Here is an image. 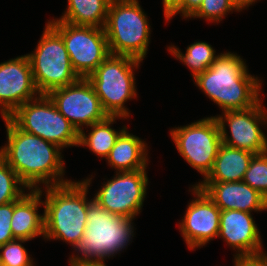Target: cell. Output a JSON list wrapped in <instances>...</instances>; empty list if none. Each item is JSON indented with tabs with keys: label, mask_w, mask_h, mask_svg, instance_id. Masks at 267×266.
<instances>
[{
	"label": "cell",
	"mask_w": 267,
	"mask_h": 266,
	"mask_svg": "<svg viewBox=\"0 0 267 266\" xmlns=\"http://www.w3.org/2000/svg\"><path fill=\"white\" fill-rule=\"evenodd\" d=\"M39 190H29L20 199L14 201V213L11 230L14 239L33 240L38 236L44 238V213L38 208L44 205Z\"/></svg>",
	"instance_id": "18"
},
{
	"label": "cell",
	"mask_w": 267,
	"mask_h": 266,
	"mask_svg": "<svg viewBox=\"0 0 267 266\" xmlns=\"http://www.w3.org/2000/svg\"><path fill=\"white\" fill-rule=\"evenodd\" d=\"M91 183L92 178L88 177L38 189L41 195H45L43 239L62 240L73 249L76 247L84 235L88 205L93 201L87 197Z\"/></svg>",
	"instance_id": "3"
},
{
	"label": "cell",
	"mask_w": 267,
	"mask_h": 266,
	"mask_svg": "<svg viewBox=\"0 0 267 266\" xmlns=\"http://www.w3.org/2000/svg\"><path fill=\"white\" fill-rule=\"evenodd\" d=\"M48 23L62 36L79 78H88L110 55L104 28L72 25L56 18Z\"/></svg>",
	"instance_id": "10"
},
{
	"label": "cell",
	"mask_w": 267,
	"mask_h": 266,
	"mask_svg": "<svg viewBox=\"0 0 267 266\" xmlns=\"http://www.w3.org/2000/svg\"><path fill=\"white\" fill-rule=\"evenodd\" d=\"M86 219L84 235L73 249L77 255L73 253L69 261L105 262L132 243L135 218L114 215L93 200L88 205Z\"/></svg>",
	"instance_id": "4"
},
{
	"label": "cell",
	"mask_w": 267,
	"mask_h": 266,
	"mask_svg": "<svg viewBox=\"0 0 267 266\" xmlns=\"http://www.w3.org/2000/svg\"><path fill=\"white\" fill-rule=\"evenodd\" d=\"M2 119L7 142L0 147V156L30 190L40 189V184L47 187L72 181L64 178L62 148L22 131L9 118Z\"/></svg>",
	"instance_id": "1"
},
{
	"label": "cell",
	"mask_w": 267,
	"mask_h": 266,
	"mask_svg": "<svg viewBox=\"0 0 267 266\" xmlns=\"http://www.w3.org/2000/svg\"><path fill=\"white\" fill-rule=\"evenodd\" d=\"M119 118L121 120L127 119L121 116H108L105 120L86 127L91 129L88 134L81 130L79 132L78 147L85 146L96 156L106 159L119 135L127 128L124 125L123 128L117 131L111 127Z\"/></svg>",
	"instance_id": "22"
},
{
	"label": "cell",
	"mask_w": 267,
	"mask_h": 266,
	"mask_svg": "<svg viewBox=\"0 0 267 266\" xmlns=\"http://www.w3.org/2000/svg\"><path fill=\"white\" fill-rule=\"evenodd\" d=\"M234 266H267V258L255 261L234 262Z\"/></svg>",
	"instance_id": "31"
},
{
	"label": "cell",
	"mask_w": 267,
	"mask_h": 266,
	"mask_svg": "<svg viewBox=\"0 0 267 266\" xmlns=\"http://www.w3.org/2000/svg\"><path fill=\"white\" fill-rule=\"evenodd\" d=\"M240 12L231 0H203L198 10L189 18H202L212 23H219L228 13Z\"/></svg>",
	"instance_id": "27"
},
{
	"label": "cell",
	"mask_w": 267,
	"mask_h": 266,
	"mask_svg": "<svg viewBox=\"0 0 267 266\" xmlns=\"http://www.w3.org/2000/svg\"><path fill=\"white\" fill-rule=\"evenodd\" d=\"M138 0H111L105 33L110 54L143 61L150 44L151 26Z\"/></svg>",
	"instance_id": "5"
},
{
	"label": "cell",
	"mask_w": 267,
	"mask_h": 266,
	"mask_svg": "<svg viewBox=\"0 0 267 266\" xmlns=\"http://www.w3.org/2000/svg\"><path fill=\"white\" fill-rule=\"evenodd\" d=\"M28 55L0 63V113L8 118L19 106L37 98Z\"/></svg>",
	"instance_id": "16"
},
{
	"label": "cell",
	"mask_w": 267,
	"mask_h": 266,
	"mask_svg": "<svg viewBox=\"0 0 267 266\" xmlns=\"http://www.w3.org/2000/svg\"><path fill=\"white\" fill-rule=\"evenodd\" d=\"M30 60L34 84L40 95L76 82L75 73L62 36L47 22Z\"/></svg>",
	"instance_id": "7"
},
{
	"label": "cell",
	"mask_w": 267,
	"mask_h": 266,
	"mask_svg": "<svg viewBox=\"0 0 267 266\" xmlns=\"http://www.w3.org/2000/svg\"><path fill=\"white\" fill-rule=\"evenodd\" d=\"M8 118L22 131L39 136L62 149L78 147L79 132L58 111L48 95H39L25 102Z\"/></svg>",
	"instance_id": "8"
},
{
	"label": "cell",
	"mask_w": 267,
	"mask_h": 266,
	"mask_svg": "<svg viewBox=\"0 0 267 266\" xmlns=\"http://www.w3.org/2000/svg\"><path fill=\"white\" fill-rule=\"evenodd\" d=\"M70 266H107L105 262H74L69 261Z\"/></svg>",
	"instance_id": "33"
},
{
	"label": "cell",
	"mask_w": 267,
	"mask_h": 266,
	"mask_svg": "<svg viewBox=\"0 0 267 266\" xmlns=\"http://www.w3.org/2000/svg\"><path fill=\"white\" fill-rule=\"evenodd\" d=\"M262 101L248 109L224 111L223 115L215 116L223 144L254 154L267 152V135L261 130L263 125L267 126V110Z\"/></svg>",
	"instance_id": "12"
},
{
	"label": "cell",
	"mask_w": 267,
	"mask_h": 266,
	"mask_svg": "<svg viewBox=\"0 0 267 266\" xmlns=\"http://www.w3.org/2000/svg\"><path fill=\"white\" fill-rule=\"evenodd\" d=\"M147 145L144 140L129 133L126 128L110 150L106 162L116 172L147 169L149 162Z\"/></svg>",
	"instance_id": "19"
},
{
	"label": "cell",
	"mask_w": 267,
	"mask_h": 266,
	"mask_svg": "<svg viewBox=\"0 0 267 266\" xmlns=\"http://www.w3.org/2000/svg\"><path fill=\"white\" fill-rule=\"evenodd\" d=\"M146 170L115 171L112 179L103 182L93 200L114 215L135 218L141 213L147 194L149 178Z\"/></svg>",
	"instance_id": "11"
},
{
	"label": "cell",
	"mask_w": 267,
	"mask_h": 266,
	"mask_svg": "<svg viewBox=\"0 0 267 266\" xmlns=\"http://www.w3.org/2000/svg\"><path fill=\"white\" fill-rule=\"evenodd\" d=\"M167 50L173 57L191 70L192 78L207 70L219 56L216 50L207 42L197 41L187 46L186 52L183 54L181 49L175 45L167 46Z\"/></svg>",
	"instance_id": "23"
},
{
	"label": "cell",
	"mask_w": 267,
	"mask_h": 266,
	"mask_svg": "<svg viewBox=\"0 0 267 266\" xmlns=\"http://www.w3.org/2000/svg\"><path fill=\"white\" fill-rule=\"evenodd\" d=\"M30 190L0 156V205L20 199Z\"/></svg>",
	"instance_id": "24"
},
{
	"label": "cell",
	"mask_w": 267,
	"mask_h": 266,
	"mask_svg": "<svg viewBox=\"0 0 267 266\" xmlns=\"http://www.w3.org/2000/svg\"><path fill=\"white\" fill-rule=\"evenodd\" d=\"M254 155L250 151L230 147L222 143L212 170L200 182L242 181Z\"/></svg>",
	"instance_id": "20"
},
{
	"label": "cell",
	"mask_w": 267,
	"mask_h": 266,
	"mask_svg": "<svg viewBox=\"0 0 267 266\" xmlns=\"http://www.w3.org/2000/svg\"><path fill=\"white\" fill-rule=\"evenodd\" d=\"M14 213V201L0 205V246L14 240L11 219Z\"/></svg>",
	"instance_id": "28"
},
{
	"label": "cell",
	"mask_w": 267,
	"mask_h": 266,
	"mask_svg": "<svg viewBox=\"0 0 267 266\" xmlns=\"http://www.w3.org/2000/svg\"><path fill=\"white\" fill-rule=\"evenodd\" d=\"M141 62L130 56L110 54L87 78L108 116L130 118L125 103L138 97L134 72Z\"/></svg>",
	"instance_id": "6"
},
{
	"label": "cell",
	"mask_w": 267,
	"mask_h": 266,
	"mask_svg": "<svg viewBox=\"0 0 267 266\" xmlns=\"http://www.w3.org/2000/svg\"><path fill=\"white\" fill-rule=\"evenodd\" d=\"M111 0H67L63 15L56 20L77 26L104 28Z\"/></svg>",
	"instance_id": "21"
},
{
	"label": "cell",
	"mask_w": 267,
	"mask_h": 266,
	"mask_svg": "<svg viewBox=\"0 0 267 266\" xmlns=\"http://www.w3.org/2000/svg\"><path fill=\"white\" fill-rule=\"evenodd\" d=\"M170 137L180 156L197 172L207 177L222 145L215 116L205 117L185 126L170 129Z\"/></svg>",
	"instance_id": "9"
},
{
	"label": "cell",
	"mask_w": 267,
	"mask_h": 266,
	"mask_svg": "<svg viewBox=\"0 0 267 266\" xmlns=\"http://www.w3.org/2000/svg\"><path fill=\"white\" fill-rule=\"evenodd\" d=\"M243 181L267 199V152L253 156Z\"/></svg>",
	"instance_id": "25"
},
{
	"label": "cell",
	"mask_w": 267,
	"mask_h": 266,
	"mask_svg": "<svg viewBox=\"0 0 267 266\" xmlns=\"http://www.w3.org/2000/svg\"><path fill=\"white\" fill-rule=\"evenodd\" d=\"M27 240L14 239L0 246V266H34L33 259L23 246ZM23 243V244H22Z\"/></svg>",
	"instance_id": "26"
},
{
	"label": "cell",
	"mask_w": 267,
	"mask_h": 266,
	"mask_svg": "<svg viewBox=\"0 0 267 266\" xmlns=\"http://www.w3.org/2000/svg\"><path fill=\"white\" fill-rule=\"evenodd\" d=\"M231 1L240 11H242L244 9H247V7L249 8L250 5H253L258 0H231Z\"/></svg>",
	"instance_id": "32"
},
{
	"label": "cell",
	"mask_w": 267,
	"mask_h": 266,
	"mask_svg": "<svg viewBox=\"0 0 267 266\" xmlns=\"http://www.w3.org/2000/svg\"><path fill=\"white\" fill-rule=\"evenodd\" d=\"M203 0H184V19L190 18L201 6Z\"/></svg>",
	"instance_id": "30"
},
{
	"label": "cell",
	"mask_w": 267,
	"mask_h": 266,
	"mask_svg": "<svg viewBox=\"0 0 267 266\" xmlns=\"http://www.w3.org/2000/svg\"><path fill=\"white\" fill-rule=\"evenodd\" d=\"M47 95L78 132L84 130L83 126H91L108 117L87 78H79L76 82L52 90Z\"/></svg>",
	"instance_id": "13"
},
{
	"label": "cell",
	"mask_w": 267,
	"mask_h": 266,
	"mask_svg": "<svg viewBox=\"0 0 267 266\" xmlns=\"http://www.w3.org/2000/svg\"><path fill=\"white\" fill-rule=\"evenodd\" d=\"M190 190L195 197L178 225L187 247L195 250L218 238L221 210L198 186Z\"/></svg>",
	"instance_id": "15"
},
{
	"label": "cell",
	"mask_w": 267,
	"mask_h": 266,
	"mask_svg": "<svg viewBox=\"0 0 267 266\" xmlns=\"http://www.w3.org/2000/svg\"><path fill=\"white\" fill-rule=\"evenodd\" d=\"M252 213L239 210H221L219 238L236 251L234 261H255L267 258L259 228Z\"/></svg>",
	"instance_id": "14"
},
{
	"label": "cell",
	"mask_w": 267,
	"mask_h": 266,
	"mask_svg": "<svg viewBox=\"0 0 267 266\" xmlns=\"http://www.w3.org/2000/svg\"><path fill=\"white\" fill-rule=\"evenodd\" d=\"M244 60L234 52L219 53L212 65L193 79L222 112L248 109L262 99V80L249 73Z\"/></svg>",
	"instance_id": "2"
},
{
	"label": "cell",
	"mask_w": 267,
	"mask_h": 266,
	"mask_svg": "<svg viewBox=\"0 0 267 266\" xmlns=\"http://www.w3.org/2000/svg\"><path fill=\"white\" fill-rule=\"evenodd\" d=\"M195 186L202 189L220 210H239L248 213L267 210V199L243 180L198 182Z\"/></svg>",
	"instance_id": "17"
},
{
	"label": "cell",
	"mask_w": 267,
	"mask_h": 266,
	"mask_svg": "<svg viewBox=\"0 0 267 266\" xmlns=\"http://www.w3.org/2000/svg\"><path fill=\"white\" fill-rule=\"evenodd\" d=\"M165 21H170L177 14L184 19V0H162Z\"/></svg>",
	"instance_id": "29"
}]
</instances>
